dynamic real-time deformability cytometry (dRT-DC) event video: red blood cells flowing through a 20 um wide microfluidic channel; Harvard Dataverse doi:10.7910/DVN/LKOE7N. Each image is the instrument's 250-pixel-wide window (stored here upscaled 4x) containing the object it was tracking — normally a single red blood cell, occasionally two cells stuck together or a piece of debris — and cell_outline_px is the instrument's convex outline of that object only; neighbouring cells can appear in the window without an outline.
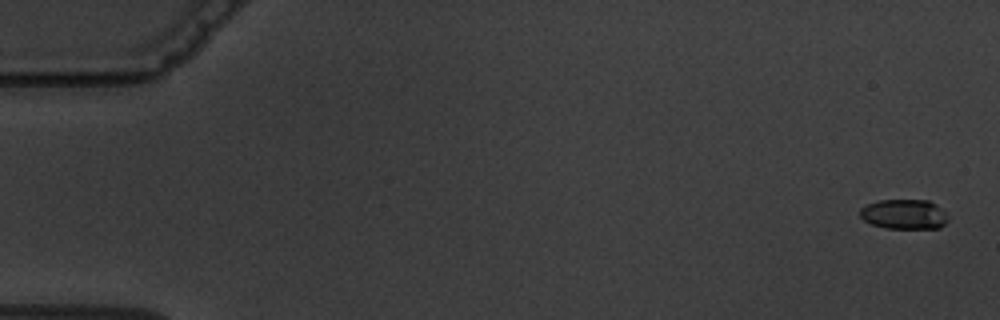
{"species": "common noctule bat (a hibernating species)", "species_latin": "Nyctalus noctula", "temperature_condition": "warm", "stored_images_in_passage": 7, "camera_frame_rate_fps": 3000, "um_per_image_px": 0.085, "animal": {"sex": "male", "body_mass_g": 19.5, "forearm_length_mm": 54.6}, "frame": {"image": 1, "passage_image": 1, "time_ms": 0.0, "image_size_px": [1000, 320], "cell_outline_px": [[948, 220], [940, 228], [884, 228], [872, 224], [864, 220], [860, 216], [860, 208], [868, 204], [880, 200], [928, 200], [936, 204], [944, 212]], "centroid_in_image_um": [76.84, 18.21], "position_along_channel_um": 8.2, "area_um2": 15.2}}
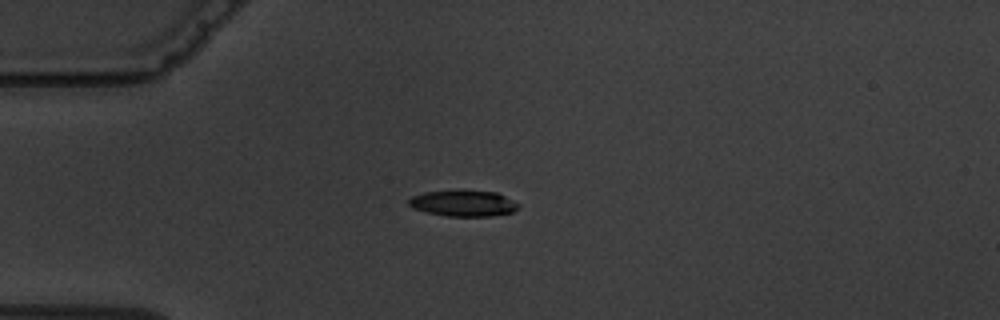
{"frame": {"image": 2, "passage_image": 5, "time_ms": 4.667, "image_size_px": [1000, 320], "cell_outline_px": [[520, 208], [512, 212], [492, 216], [448, 216], [428, 212], [412, 208], [408, 204], [408, 200], [412, 196], [424, 192], [456, 188], [460, 188], [496, 192], [520, 204]], "centroid_in_image_um": [39.38, 17.24], "position_along_channel_um": 45.6, "area_um2": 17.22}}
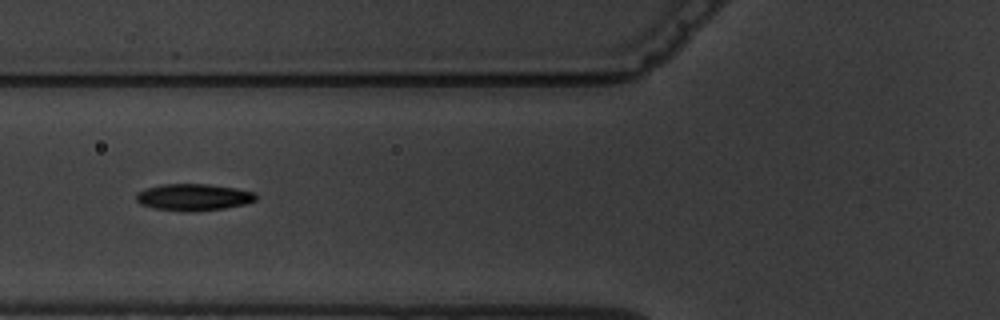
{"frame": {"image": 3, "passage_image": 7, "time_ms": 7.0, "image_size_px": [1000, 320], "cell_outline_px": [[256, 200], [244, 204], [224, 208], [192, 212], [156, 208], [140, 204], [136, 200], [136, 192], [144, 188], [160, 184], [208, 184], [236, 188], [256, 192]], "centroid_in_image_um": [16.43, 16.75], "position_along_channel_um": 109.4, "area_um2": 18.73}}